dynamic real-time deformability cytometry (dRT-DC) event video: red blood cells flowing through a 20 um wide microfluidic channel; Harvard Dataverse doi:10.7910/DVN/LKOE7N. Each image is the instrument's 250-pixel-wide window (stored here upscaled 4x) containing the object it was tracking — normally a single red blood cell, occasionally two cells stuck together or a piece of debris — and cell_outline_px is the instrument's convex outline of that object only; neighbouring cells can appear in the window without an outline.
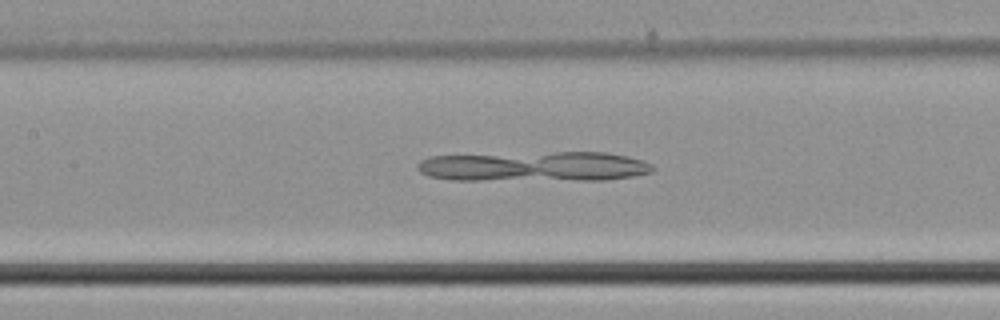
{"species": "common noctule bat (a hibernating species)", "species_latin": "Nyctalus noctula", "temperature_condition": "cold", "stored_images_in_passage": 46, "camera_frame_rate_fps": 3000, "um_per_image_px": 0.085, "animal": {"sex": "male", "body_mass_g": 21.5, "forearm_length_mm": 52.0}, "frame": {"image": 1, "passage_image": 21, "time_ms": 6.667, "image_size_px": [1000, 320], "cell_outline_px": [[656, 168], [652, 172], [632, 176], [604, 180], [452, 180], [428, 176], [420, 172], [416, 168], [416, 164], [420, 160], [428, 156], [556, 152], [608, 152], [628, 156], [640, 160]], "centroid_in_image_um": [45.37, 14.16], "position_along_channel_um": 162.0, "area_um2": 41.33}}
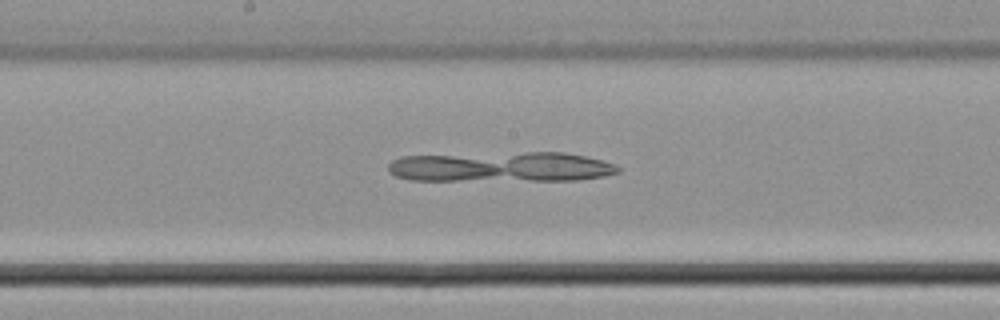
{"frame": {"image": 2, "passage_image": 24, "time_ms": 7.667, "image_size_px": [1000, 320], "cell_outline_px": [[620, 172], [604, 176], [576, 180], [412, 180], [396, 176], [388, 172], [388, 164], [392, 160], [400, 156], [524, 152], [564, 152], [584, 156], [600, 160], [612, 164], [620, 168]], "centroid_in_image_um": [42.57, 14.18], "position_along_channel_um": 205.6, "area_um2": 40.17}}
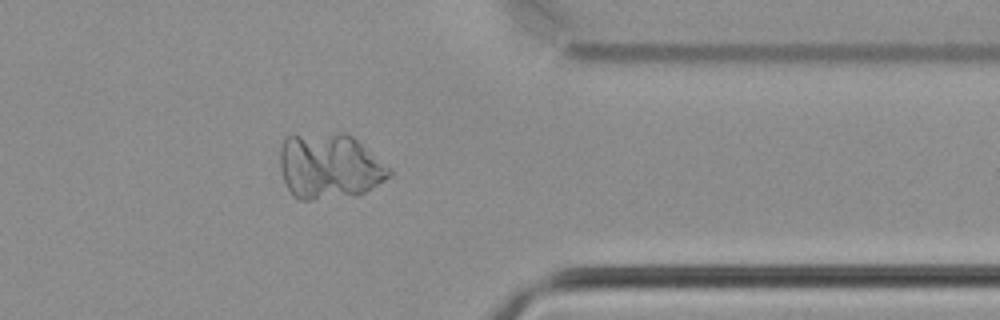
{"frame": {"image": 3, "passage_image": 37, "time_ms": 12.0, "image_size_px": [1000, 320], "cell_outline_px": [[392, 176], [364, 192], [356, 196], [308, 200], [300, 200], [292, 196], [284, 180], [280, 168], [280, 148], [284, 136], [292, 132], [344, 132], [352, 136], [388, 168], [392, 172]], "centroid_in_image_um": [27.92, 14.09], "position_along_channel_um": 383.5, "area_um2": 42.37}}